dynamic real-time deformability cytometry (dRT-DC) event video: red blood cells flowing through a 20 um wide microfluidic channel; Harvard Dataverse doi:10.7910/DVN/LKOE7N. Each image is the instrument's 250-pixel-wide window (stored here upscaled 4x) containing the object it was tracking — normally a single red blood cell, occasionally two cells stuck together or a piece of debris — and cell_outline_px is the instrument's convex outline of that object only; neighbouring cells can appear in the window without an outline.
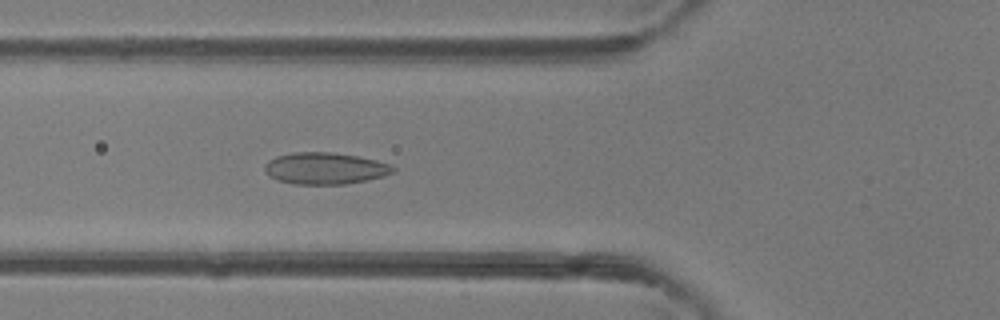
{"species": "common noctule bat (a hibernating species)", "species_latin": "Nyctalus noctula", "temperature_condition": "room temperature", "stored_images_in_passage": 46, "camera_frame_rate_fps": 3000, "um_per_image_px": 0.085, "animal": {"sex": "female"}, "frame": {"image": 1, "passage_image": 17, "time_ms": 5.333, "image_size_px": [1000, 320], "cell_outline_px": [[396, 172], [384, 176], [368, 180], [344, 184], [296, 184], [276, 180], [264, 172], [264, 164], [268, 160], [276, 156], [292, 152], [332, 152], [356, 156], [376, 160], [392, 164], [396, 168]], "centroid_in_image_um": [27.64, 14.31], "position_along_channel_um": 98.2, "area_um2": 23.99}}
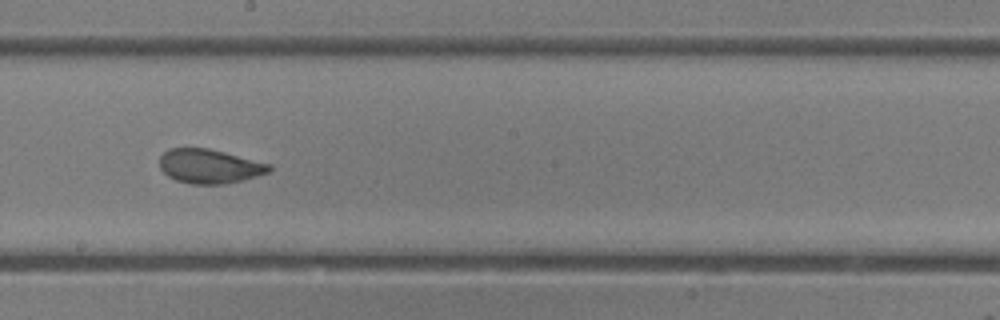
{"frame": {"image": 2, "passage_image": 26, "time_ms": 8.333, "image_size_px": [1000, 320], "cell_outline_px": [[272, 168], [268, 172], [244, 180], [224, 184], [192, 184], [176, 180], [168, 176], [160, 168], [160, 156], [168, 148], [208, 148], [272, 164]], "centroid_in_image_um": [17.81, 14.13], "position_along_channel_um": 230.4, "area_um2": 21.85}}
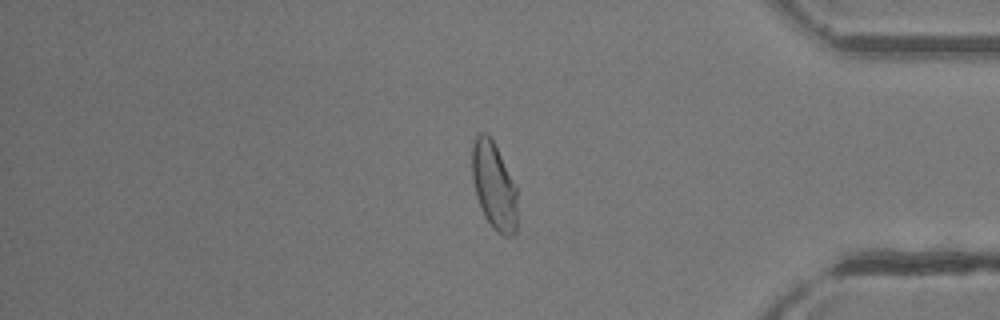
{"frame": {"image": 3, "passage_image": 39, "time_ms": 12.667, "image_size_px": [1000, 320], "cell_outline_px": [[516, 232], [512, 236], [504, 236], [496, 232], [492, 228], [484, 216], [476, 196], [472, 180], [472, 144], [476, 136], [480, 132], [484, 132], [492, 140], [516, 184]], "centroid_in_image_um": [41.98, 15.82], "position_along_channel_um": 393.2, "area_um2": 23.06}, "authors_computed_cell_mechanics": {"area_um2": 23.8136, "velocity_mm_per_s": 4.3851, "shape_relaxation_time_tau1_ms": 4.9575, "shape_relaxation_time_tau2_ms": 0.5919, "deformation_change_tau1": 0.1407, "deformation_change_tau2": 0.0485}}